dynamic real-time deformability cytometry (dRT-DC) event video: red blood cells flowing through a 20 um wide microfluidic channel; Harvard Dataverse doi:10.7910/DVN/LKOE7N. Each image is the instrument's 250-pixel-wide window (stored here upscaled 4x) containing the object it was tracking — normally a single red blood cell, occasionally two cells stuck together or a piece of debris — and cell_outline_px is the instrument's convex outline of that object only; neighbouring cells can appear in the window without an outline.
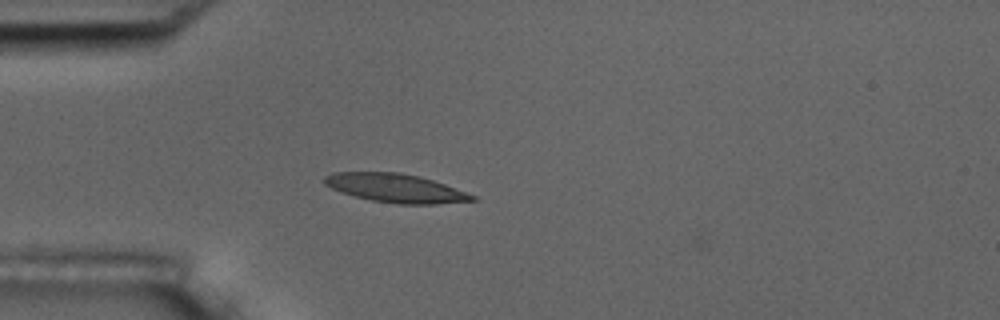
{"species": "common noctule bat (a hibernating species)", "species_latin": "Nyctalus noctula", "temperature_condition": "room temperature", "stored_images_in_passage": 4, "camera_frame_rate_fps": 3000, "um_per_image_px": 0.085, "animal": {"sex": "male", "body_mass_g": 17.5, "forearm_length_mm": 52.3}, "frame": {"image": 1, "passage_image": 4, "time_ms": 3.333, "image_size_px": [1000, 320], "cell_outline_px": [[476, 200], [436, 204], [400, 204], [372, 200], [340, 192], [324, 184], [320, 180], [324, 176], [332, 172], [400, 172], [420, 176], [444, 184], [476, 196]], "centroid_in_image_um": [33.57, 15.97], "position_along_channel_um": 51.4, "area_um2": 24.62}}